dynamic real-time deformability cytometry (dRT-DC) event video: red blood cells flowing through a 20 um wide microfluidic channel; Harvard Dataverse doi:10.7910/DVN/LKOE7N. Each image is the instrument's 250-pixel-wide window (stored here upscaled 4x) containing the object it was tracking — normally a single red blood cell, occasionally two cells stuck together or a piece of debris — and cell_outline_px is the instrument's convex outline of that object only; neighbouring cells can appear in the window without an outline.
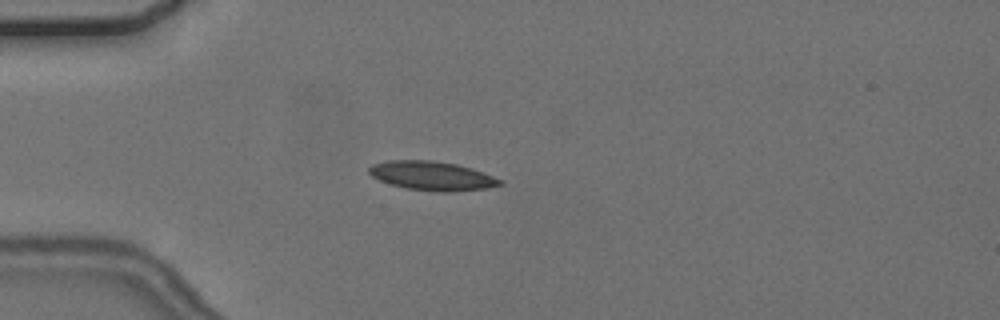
{"species": "common noctule bat (a hibernating species)", "species_latin": "Nyctalus noctula", "temperature_condition": "cold", "stored_images_in_passage": 4, "camera_frame_rate_fps": 3000, "um_per_image_px": 0.085, "animal": {"sex": "female", "body_mass_g": 24.6, "forearm_length_mm": 56.2}, "frame": {"image": 1, "passage_image": 4, "time_ms": 3.667, "image_size_px": [1000, 320], "cell_outline_px": [[504, 184], [484, 188], [452, 192], [440, 192], [408, 188], [392, 184], [380, 180], [372, 176], [368, 172], [368, 168], [372, 164], [388, 160], [432, 160], [456, 164], [472, 168], [504, 180]], "centroid_in_image_um": [36.74, 14.93], "position_along_channel_um": 48.3, "area_um2": 22.08}}